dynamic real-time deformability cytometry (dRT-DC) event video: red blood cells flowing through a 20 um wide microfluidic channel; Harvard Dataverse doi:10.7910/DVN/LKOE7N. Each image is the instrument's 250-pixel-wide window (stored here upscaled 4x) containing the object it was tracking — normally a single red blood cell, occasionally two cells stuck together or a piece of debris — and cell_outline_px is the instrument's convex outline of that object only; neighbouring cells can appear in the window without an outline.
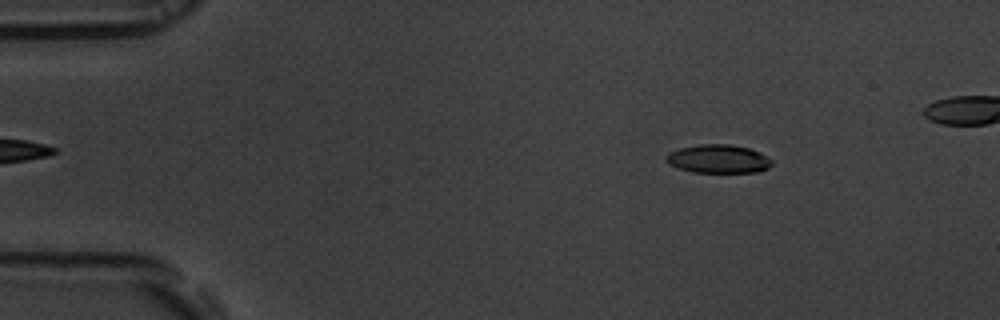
{"species": "common noctule bat (a hibernating species)", "species_latin": "Nyctalus noctula", "temperature_condition": "room temperature", "stored_images_in_passage": 10, "camera_frame_rate_fps": 3000, "um_per_image_px": 0.085, "animal": {"sex": "male", "body_mass_g": 19.5, "forearm_length_mm": 54.6}, "frame": {"image": 1, "passage_image": 2, "time_ms": 1.333, "image_size_px": [1000, 320], "cell_outline_px": [[772, 164], [768, 168], [760, 172], [692, 172], [668, 164], [664, 160], [664, 156], [668, 152], [680, 148], [700, 144], [728, 144], [748, 148], [772, 160]], "centroid_in_image_um": [61.0, 13.51], "position_along_channel_um": 24.0, "area_um2": 17.46}}
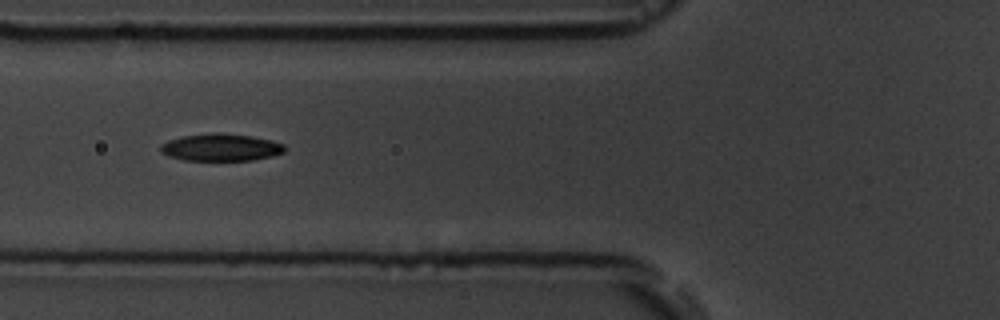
{"frame": {"image": 2, "passage_image": 6, "time_ms": 5.667, "image_size_px": [1000, 320], "cell_outline_px": [[284, 152], [272, 156], [252, 160], [184, 160], [168, 156], [160, 152], [160, 144], [168, 140], [184, 136], [216, 132], [248, 136], [272, 140], [284, 144]], "centroid_in_image_um": [18.75, 12.53], "position_along_channel_um": 107.1, "area_um2": 19.59}}
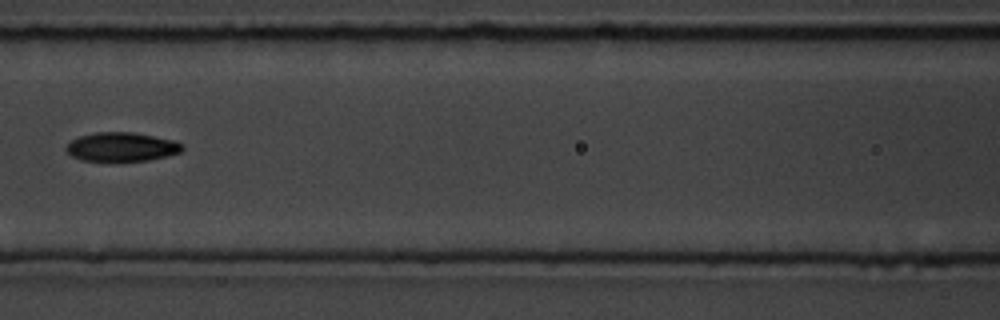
{"frame": {"image": 3, "passage_image": 7, "time_ms": 7.0, "image_size_px": [1000, 320], "cell_outline_px": [[184, 148], [180, 152], [148, 160], [84, 160], [72, 156], [64, 148], [72, 140], [80, 136], [96, 132], [132, 132], [172, 140], [180, 144]], "centroid_in_image_um": [10.3, 12.47], "position_along_channel_um": 156.3, "area_um2": 19.02}}